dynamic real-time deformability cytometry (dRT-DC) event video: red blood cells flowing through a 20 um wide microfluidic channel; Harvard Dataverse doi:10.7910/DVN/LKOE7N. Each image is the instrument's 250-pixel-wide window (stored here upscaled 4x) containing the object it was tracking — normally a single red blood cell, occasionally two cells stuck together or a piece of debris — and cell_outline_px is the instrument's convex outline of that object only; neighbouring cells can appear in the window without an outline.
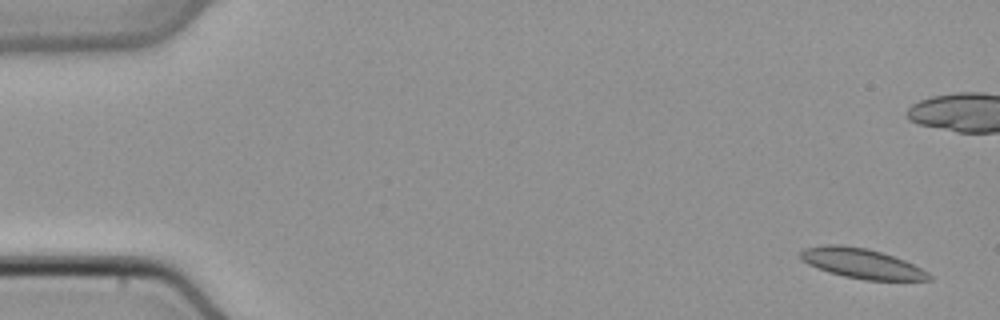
{"species": "common noctule bat (a hibernating species)", "species_latin": "Nyctalus noctula", "temperature_condition": "cold", "stored_images_in_passage": 15, "camera_frame_rate_fps": 3000, "um_per_image_px": 0.085, "animal": {"sex": "male", "body_mass_g": 21.5, "forearm_length_mm": 52.0}, "frame": {"image": 1, "passage_image": 3, "time_ms": 0.667, "image_size_px": [1000, 320], "cell_outline_px": [[932, 280], [864, 280], [844, 276], [828, 272], [816, 268], [800, 260], [800, 252], [804, 248], [824, 244], [840, 244], [868, 248], [904, 260], [928, 272], [932, 276]], "centroid_in_image_um": [73.2, 22.38], "position_along_channel_um": 11.8, "area_um2": 22.48}}